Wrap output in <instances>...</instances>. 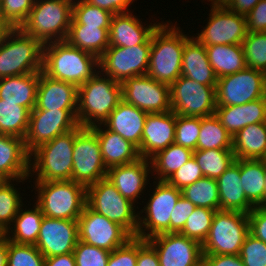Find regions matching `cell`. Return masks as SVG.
Returning <instances> with one entry per match:
<instances>
[{
	"mask_svg": "<svg viewBox=\"0 0 266 266\" xmlns=\"http://www.w3.org/2000/svg\"><path fill=\"white\" fill-rule=\"evenodd\" d=\"M99 68V58L71 46L67 41L44 44L42 72L50 78L77 87L91 79Z\"/></svg>",
	"mask_w": 266,
	"mask_h": 266,
	"instance_id": "obj_1",
	"label": "cell"
},
{
	"mask_svg": "<svg viewBox=\"0 0 266 266\" xmlns=\"http://www.w3.org/2000/svg\"><path fill=\"white\" fill-rule=\"evenodd\" d=\"M99 72L78 86L76 120L83 128L102 125L122 101L121 83Z\"/></svg>",
	"mask_w": 266,
	"mask_h": 266,
	"instance_id": "obj_2",
	"label": "cell"
},
{
	"mask_svg": "<svg viewBox=\"0 0 266 266\" xmlns=\"http://www.w3.org/2000/svg\"><path fill=\"white\" fill-rule=\"evenodd\" d=\"M175 25L160 24L151 36V50L147 75L171 85L181 76L185 42L190 38Z\"/></svg>",
	"mask_w": 266,
	"mask_h": 266,
	"instance_id": "obj_3",
	"label": "cell"
},
{
	"mask_svg": "<svg viewBox=\"0 0 266 266\" xmlns=\"http://www.w3.org/2000/svg\"><path fill=\"white\" fill-rule=\"evenodd\" d=\"M37 204L44 216L77 220L87 204V187L72 180L35 182Z\"/></svg>",
	"mask_w": 266,
	"mask_h": 266,
	"instance_id": "obj_4",
	"label": "cell"
},
{
	"mask_svg": "<svg viewBox=\"0 0 266 266\" xmlns=\"http://www.w3.org/2000/svg\"><path fill=\"white\" fill-rule=\"evenodd\" d=\"M74 0H35L20 29L43 44L66 41L72 19ZM55 39H54V38Z\"/></svg>",
	"mask_w": 266,
	"mask_h": 266,
	"instance_id": "obj_5",
	"label": "cell"
},
{
	"mask_svg": "<svg viewBox=\"0 0 266 266\" xmlns=\"http://www.w3.org/2000/svg\"><path fill=\"white\" fill-rule=\"evenodd\" d=\"M44 44L11 28L0 44V78L41 72Z\"/></svg>",
	"mask_w": 266,
	"mask_h": 266,
	"instance_id": "obj_6",
	"label": "cell"
},
{
	"mask_svg": "<svg viewBox=\"0 0 266 266\" xmlns=\"http://www.w3.org/2000/svg\"><path fill=\"white\" fill-rule=\"evenodd\" d=\"M74 139L75 129L30 152L29 172H36L35 182L72 180Z\"/></svg>",
	"mask_w": 266,
	"mask_h": 266,
	"instance_id": "obj_7",
	"label": "cell"
},
{
	"mask_svg": "<svg viewBox=\"0 0 266 266\" xmlns=\"http://www.w3.org/2000/svg\"><path fill=\"white\" fill-rule=\"evenodd\" d=\"M248 234V214L218 210L214 214L209 234L202 244V254L239 255Z\"/></svg>",
	"mask_w": 266,
	"mask_h": 266,
	"instance_id": "obj_8",
	"label": "cell"
},
{
	"mask_svg": "<svg viewBox=\"0 0 266 266\" xmlns=\"http://www.w3.org/2000/svg\"><path fill=\"white\" fill-rule=\"evenodd\" d=\"M87 205L112 222L122 226L132 237L137 235L138 212L134 203L124 198L106 177L87 186Z\"/></svg>",
	"mask_w": 266,
	"mask_h": 266,
	"instance_id": "obj_9",
	"label": "cell"
},
{
	"mask_svg": "<svg viewBox=\"0 0 266 266\" xmlns=\"http://www.w3.org/2000/svg\"><path fill=\"white\" fill-rule=\"evenodd\" d=\"M216 86L180 76L170 86L171 110L185 117H207L216 110Z\"/></svg>",
	"mask_w": 266,
	"mask_h": 266,
	"instance_id": "obj_10",
	"label": "cell"
},
{
	"mask_svg": "<svg viewBox=\"0 0 266 266\" xmlns=\"http://www.w3.org/2000/svg\"><path fill=\"white\" fill-rule=\"evenodd\" d=\"M97 134L91 128L78 125L73 144L72 181L86 187L107 175Z\"/></svg>",
	"mask_w": 266,
	"mask_h": 266,
	"instance_id": "obj_11",
	"label": "cell"
},
{
	"mask_svg": "<svg viewBox=\"0 0 266 266\" xmlns=\"http://www.w3.org/2000/svg\"><path fill=\"white\" fill-rule=\"evenodd\" d=\"M181 196L180 189L170 185L167 181L158 180L153 195L140 212L146 211V217L142 218L138 213V229L135 237L148 240L159 234L170 233L171 213Z\"/></svg>",
	"mask_w": 266,
	"mask_h": 266,
	"instance_id": "obj_12",
	"label": "cell"
},
{
	"mask_svg": "<svg viewBox=\"0 0 266 266\" xmlns=\"http://www.w3.org/2000/svg\"><path fill=\"white\" fill-rule=\"evenodd\" d=\"M151 37L143 44L130 47L109 46L99 57L101 73L118 82L147 75Z\"/></svg>",
	"mask_w": 266,
	"mask_h": 266,
	"instance_id": "obj_13",
	"label": "cell"
},
{
	"mask_svg": "<svg viewBox=\"0 0 266 266\" xmlns=\"http://www.w3.org/2000/svg\"><path fill=\"white\" fill-rule=\"evenodd\" d=\"M266 96V73L246 67L218 78L216 106L242 105Z\"/></svg>",
	"mask_w": 266,
	"mask_h": 266,
	"instance_id": "obj_14",
	"label": "cell"
},
{
	"mask_svg": "<svg viewBox=\"0 0 266 266\" xmlns=\"http://www.w3.org/2000/svg\"><path fill=\"white\" fill-rule=\"evenodd\" d=\"M207 26L194 37L204 46L242 44L247 36L246 17L226 6H212Z\"/></svg>",
	"mask_w": 266,
	"mask_h": 266,
	"instance_id": "obj_15",
	"label": "cell"
},
{
	"mask_svg": "<svg viewBox=\"0 0 266 266\" xmlns=\"http://www.w3.org/2000/svg\"><path fill=\"white\" fill-rule=\"evenodd\" d=\"M77 110H32L29 126L24 138L26 150L30 153L39 145L56 136L74 130L77 126Z\"/></svg>",
	"mask_w": 266,
	"mask_h": 266,
	"instance_id": "obj_16",
	"label": "cell"
},
{
	"mask_svg": "<svg viewBox=\"0 0 266 266\" xmlns=\"http://www.w3.org/2000/svg\"><path fill=\"white\" fill-rule=\"evenodd\" d=\"M122 100L147 113L171 111L169 85L148 75L126 78L121 82Z\"/></svg>",
	"mask_w": 266,
	"mask_h": 266,
	"instance_id": "obj_17",
	"label": "cell"
},
{
	"mask_svg": "<svg viewBox=\"0 0 266 266\" xmlns=\"http://www.w3.org/2000/svg\"><path fill=\"white\" fill-rule=\"evenodd\" d=\"M77 221L79 240L110 252L132 238L122 226L92 210L87 204Z\"/></svg>",
	"mask_w": 266,
	"mask_h": 266,
	"instance_id": "obj_18",
	"label": "cell"
},
{
	"mask_svg": "<svg viewBox=\"0 0 266 266\" xmlns=\"http://www.w3.org/2000/svg\"><path fill=\"white\" fill-rule=\"evenodd\" d=\"M147 242L156 250L160 266H192L203 256L202 245L180 233H163Z\"/></svg>",
	"mask_w": 266,
	"mask_h": 266,
	"instance_id": "obj_19",
	"label": "cell"
},
{
	"mask_svg": "<svg viewBox=\"0 0 266 266\" xmlns=\"http://www.w3.org/2000/svg\"><path fill=\"white\" fill-rule=\"evenodd\" d=\"M79 241L78 221L44 216L35 246L45 258L72 253Z\"/></svg>",
	"mask_w": 266,
	"mask_h": 266,
	"instance_id": "obj_20",
	"label": "cell"
},
{
	"mask_svg": "<svg viewBox=\"0 0 266 266\" xmlns=\"http://www.w3.org/2000/svg\"><path fill=\"white\" fill-rule=\"evenodd\" d=\"M176 114L171 110L164 113H148L138 148L141 158L150 159L158 151L175 142Z\"/></svg>",
	"mask_w": 266,
	"mask_h": 266,
	"instance_id": "obj_21",
	"label": "cell"
},
{
	"mask_svg": "<svg viewBox=\"0 0 266 266\" xmlns=\"http://www.w3.org/2000/svg\"><path fill=\"white\" fill-rule=\"evenodd\" d=\"M78 87L40 72L36 106L33 110H77Z\"/></svg>",
	"mask_w": 266,
	"mask_h": 266,
	"instance_id": "obj_22",
	"label": "cell"
},
{
	"mask_svg": "<svg viewBox=\"0 0 266 266\" xmlns=\"http://www.w3.org/2000/svg\"><path fill=\"white\" fill-rule=\"evenodd\" d=\"M149 160L139 158L133 163L111 167L107 170L106 178L115 185L124 198L136 203V199L140 197L148 184L147 176L151 169Z\"/></svg>",
	"mask_w": 266,
	"mask_h": 266,
	"instance_id": "obj_23",
	"label": "cell"
},
{
	"mask_svg": "<svg viewBox=\"0 0 266 266\" xmlns=\"http://www.w3.org/2000/svg\"><path fill=\"white\" fill-rule=\"evenodd\" d=\"M140 19L132 13H119L112 16L109 27V46L132 47L145 43L161 23L144 27Z\"/></svg>",
	"mask_w": 266,
	"mask_h": 266,
	"instance_id": "obj_24",
	"label": "cell"
},
{
	"mask_svg": "<svg viewBox=\"0 0 266 266\" xmlns=\"http://www.w3.org/2000/svg\"><path fill=\"white\" fill-rule=\"evenodd\" d=\"M29 162L24 139L0 134V173L12 182L25 181L30 175Z\"/></svg>",
	"mask_w": 266,
	"mask_h": 266,
	"instance_id": "obj_25",
	"label": "cell"
},
{
	"mask_svg": "<svg viewBox=\"0 0 266 266\" xmlns=\"http://www.w3.org/2000/svg\"><path fill=\"white\" fill-rule=\"evenodd\" d=\"M214 114L233 138L247 125L266 122V96L242 105L216 106Z\"/></svg>",
	"mask_w": 266,
	"mask_h": 266,
	"instance_id": "obj_26",
	"label": "cell"
},
{
	"mask_svg": "<svg viewBox=\"0 0 266 266\" xmlns=\"http://www.w3.org/2000/svg\"><path fill=\"white\" fill-rule=\"evenodd\" d=\"M147 114L122 100L103 125L139 148Z\"/></svg>",
	"mask_w": 266,
	"mask_h": 266,
	"instance_id": "obj_27",
	"label": "cell"
},
{
	"mask_svg": "<svg viewBox=\"0 0 266 266\" xmlns=\"http://www.w3.org/2000/svg\"><path fill=\"white\" fill-rule=\"evenodd\" d=\"M97 134L104 165L107 169L133 163L140 157L138 148L118 133L101 129V124L91 127Z\"/></svg>",
	"mask_w": 266,
	"mask_h": 266,
	"instance_id": "obj_28",
	"label": "cell"
},
{
	"mask_svg": "<svg viewBox=\"0 0 266 266\" xmlns=\"http://www.w3.org/2000/svg\"><path fill=\"white\" fill-rule=\"evenodd\" d=\"M220 210L240 211L246 214L254 209V205L246 198L240 179V159L217 179Z\"/></svg>",
	"mask_w": 266,
	"mask_h": 266,
	"instance_id": "obj_29",
	"label": "cell"
},
{
	"mask_svg": "<svg viewBox=\"0 0 266 266\" xmlns=\"http://www.w3.org/2000/svg\"><path fill=\"white\" fill-rule=\"evenodd\" d=\"M181 75L203 85H217V76L210 65L206 48L194 36L184 44Z\"/></svg>",
	"mask_w": 266,
	"mask_h": 266,
	"instance_id": "obj_30",
	"label": "cell"
},
{
	"mask_svg": "<svg viewBox=\"0 0 266 266\" xmlns=\"http://www.w3.org/2000/svg\"><path fill=\"white\" fill-rule=\"evenodd\" d=\"M40 72L0 78V99L32 111L36 106Z\"/></svg>",
	"mask_w": 266,
	"mask_h": 266,
	"instance_id": "obj_31",
	"label": "cell"
},
{
	"mask_svg": "<svg viewBox=\"0 0 266 266\" xmlns=\"http://www.w3.org/2000/svg\"><path fill=\"white\" fill-rule=\"evenodd\" d=\"M235 159H266V122L242 128L232 139Z\"/></svg>",
	"mask_w": 266,
	"mask_h": 266,
	"instance_id": "obj_32",
	"label": "cell"
},
{
	"mask_svg": "<svg viewBox=\"0 0 266 266\" xmlns=\"http://www.w3.org/2000/svg\"><path fill=\"white\" fill-rule=\"evenodd\" d=\"M208 60L217 78L234 74L246 68L242 44L205 46Z\"/></svg>",
	"mask_w": 266,
	"mask_h": 266,
	"instance_id": "obj_33",
	"label": "cell"
},
{
	"mask_svg": "<svg viewBox=\"0 0 266 266\" xmlns=\"http://www.w3.org/2000/svg\"><path fill=\"white\" fill-rule=\"evenodd\" d=\"M66 41L73 47L100 57L109 47V28L70 24Z\"/></svg>",
	"mask_w": 266,
	"mask_h": 266,
	"instance_id": "obj_34",
	"label": "cell"
},
{
	"mask_svg": "<svg viewBox=\"0 0 266 266\" xmlns=\"http://www.w3.org/2000/svg\"><path fill=\"white\" fill-rule=\"evenodd\" d=\"M22 209L23 208H20L18 214L13 220V224H11L14 225V229L13 227L7 229L4 235L7 240L17 244L35 245L44 215L41 211V208L37 204L34 205L33 209L31 210L25 209L23 211ZM9 233H13L12 238Z\"/></svg>",
	"mask_w": 266,
	"mask_h": 266,
	"instance_id": "obj_35",
	"label": "cell"
},
{
	"mask_svg": "<svg viewBox=\"0 0 266 266\" xmlns=\"http://www.w3.org/2000/svg\"><path fill=\"white\" fill-rule=\"evenodd\" d=\"M266 161L240 159V179L246 198L254 205L264 202Z\"/></svg>",
	"mask_w": 266,
	"mask_h": 266,
	"instance_id": "obj_36",
	"label": "cell"
},
{
	"mask_svg": "<svg viewBox=\"0 0 266 266\" xmlns=\"http://www.w3.org/2000/svg\"><path fill=\"white\" fill-rule=\"evenodd\" d=\"M192 157V150L173 143L150 158L151 170L159 175V181H166Z\"/></svg>",
	"mask_w": 266,
	"mask_h": 266,
	"instance_id": "obj_37",
	"label": "cell"
},
{
	"mask_svg": "<svg viewBox=\"0 0 266 266\" xmlns=\"http://www.w3.org/2000/svg\"><path fill=\"white\" fill-rule=\"evenodd\" d=\"M232 139L215 114L202 117L196 150H232Z\"/></svg>",
	"mask_w": 266,
	"mask_h": 266,
	"instance_id": "obj_38",
	"label": "cell"
},
{
	"mask_svg": "<svg viewBox=\"0 0 266 266\" xmlns=\"http://www.w3.org/2000/svg\"><path fill=\"white\" fill-rule=\"evenodd\" d=\"M30 111L16 103L0 99V134L24 139L29 126Z\"/></svg>",
	"mask_w": 266,
	"mask_h": 266,
	"instance_id": "obj_39",
	"label": "cell"
},
{
	"mask_svg": "<svg viewBox=\"0 0 266 266\" xmlns=\"http://www.w3.org/2000/svg\"><path fill=\"white\" fill-rule=\"evenodd\" d=\"M193 157L204 177L218 179L235 161L233 150L207 149L193 151Z\"/></svg>",
	"mask_w": 266,
	"mask_h": 266,
	"instance_id": "obj_40",
	"label": "cell"
},
{
	"mask_svg": "<svg viewBox=\"0 0 266 266\" xmlns=\"http://www.w3.org/2000/svg\"><path fill=\"white\" fill-rule=\"evenodd\" d=\"M181 195L196 207L220 210L218 184L216 179L203 177L184 187Z\"/></svg>",
	"mask_w": 266,
	"mask_h": 266,
	"instance_id": "obj_41",
	"label": "cell"
},
{
	"mask_svg": "<svg viewBox=\"0 0 266 266\" xmlns=\"http://www.w3.org/2000/svg\"><path fill=\"white\" fill-rule=\"evenodd\" d=\"M72 5V19L70 24H82L84 26H98L109 28L113 14L99 7L77 0Z\"/></svg>",
	"mask_w": 266,
	"mask_h": 266,
	"instance_id": "obj_42",
	"label": "cell"
},
{
	"mask_svg": "<svg viewBox=\"0 0 266 266\" xmlns=\"http://www.w3.org/2000/svg\"><path fill=\"white\" fill-rule=\"evenodd\" d=\"M216 210L205 207H196L188 217L180 234L196 240L201 245L206 240Z\"/></svg>",
	"mask_w": 266,
	"mask_h": 266,
	"instance_id": "obj_43",
	"label": "cell"
},
{
	"mask_svg": "<svg viewBox=\"0 0 266 266\" xmlns=\"http://www.w3.org/2000/svg\"><path fill=\"white\" fill-rule=\"evenodd\" d=\"M242 47L246 67L266 73V32H248Z\"/></svg>",
	"mask_w": 266,
	"mask_h": 266,
	"instance_id": "obj_44",
	"label": "cell"
},
{
	"mask_svg": "<svg viewBox=\"0 0 266 266\" xmlns=\"http://www.w3.org/2000/svg\"><path fill=\"white\" fill-rule=\"evenodd\" d=\"M11 180L0 188V231L5 233L24 205Z\"/></svg>",
	"mask_w": 266,
	"mask_h": 266,
	"instance_id": "obj_45",
	"label": "cell"
},
{
	"mask_svg": "<svg viewBox=\"0 0 266 266\" xmlns=\"http://www.w3.org/2000/svg\"><path fill=\"white\" fill-rule=\"evenodd\" d=\"M45 257L33 244L7 240V266H44Z\"/></svg>",
	"mask_w": 266,
	"mask_h": 266,
	"instance_id": "obj_46",
	"label": "cell"
},
{
	"mask_svg": "<svg viewBox=\"0 0 266 266\" xmlns=\"http://www.w3.org/2000/svg\"><path fill=\"white\" fill-rule=\"evenodd\" d=\"M34 4L35 0H0V17L10 28H20Z\"/></svg>",
	"mask_w": 266,
	"mask_h": 266,
	"instance_id": "obj_47",
	"label": "cell"
},
{
	"mask_svg": "<svg viewBox=\"0 0 266 266\" xmlns=\"http://www.w3.org/2000/svg\"><path fill=\"white\" fill-rule=\"evenodd\" d=\"M201 128L200 117H185L176 114L175 144L196 150Z\"/></svg>",
	"mask_w": 266,
	"mask_h": 266,
	"instance_id": "obj_48",
	"label": "cell"
},
{
	"mask_svg": "<svg viewBox=\"0 0 266 266\" xmlns=\"http://www.w3.org/2000/svg\"><path fill=\"white\" fill-rule=\"evenodd\" d=\"M76 266H107L110 251L92 246L81 240L73 250Z\"/></svg>",
	"mask_w": 266,
	"mask_h": 266,
	"instance_id": "obj_49",
	"label": "cell"
},
{
	"mask_svg": "<svg viewBox=\"0 0 266 266\" xmlns=\"http://www.w3.org/2000/svg\"><path fill=\"white\" fill-rule=\"evenodd\" d=\"M239 256L244 266H266V243L249 233L241 246Z\"/></svg>",
	"mask_w": 266,
	"mask_h": 266,
	"instance_id": "obj_50",
	"label": "cell"
},
{
	"mask_svg": "<svg viewBox=\"0 0 266 266\" xmlns=\"http://www.w3.org/2000/svg\"><path fill=\"white\" fill-rule=\"evenodd\" d=\"M204 175L200 166L192 157L187 163L179 168L172 176L166 181L175 186L177 189L182 190L184 187L196 182L198 179L203 178Z\"/></svg>",
	"mask_w": 266,
	"mask_h": 266,
	"instance_id": "obj_51",
	"label": "cell"
},
{
	"mask_svg": "<svg viewBox=\"0 0 266 266\" xmlns=\"http://www.w3.org/2000/svg\"><path fill=\"white\" fill-rule=\"evenodd\" d=\"M137 237L130 238L124 245L110 252L107 266H136Z\"/></svg>",
	"mask_w": 266,
	"mask_h": 266,
	"instance_id": "obj_52",
	"label": "cell"
},
{
	"mask_svg": "<svg viewBox=\"0 0 266 266\" xmlns=\"http://www.w3.org/2000/svg\"><path fill=\"white\" fill-rule=\"evenodd\" d=\"M196 206L181 196L171 213L170 233H180Z\"/></svg>",
	"mask_w": 266,
	"mask_h": 266,
	"instance_id": "obj_53",
	"label": "cell"
},
{
	"mask_svg": "<svg viewBox=\"0 0 266 266\" xmlns=\"http://www.w3.org/2000/svg\"><path fill=\"white\" fill-rule=\"evenodd\" d=\"M248 219L249 233L266 243V209L262 206H255L248 213Z\"/></svg>",
	"mask_w": 266,
	"mask_h": 266,
	"instance_id": "obj_54",
	"label": "cell"
},
{
	"mask_svg": "<svg viewBox=\"0 0 266 266\" xmlns=\"http://www.w3.org/2000/svg\"><path fill=\"white\" fill-rule=\"evenodd\" d=\"M245 17L248 32H266V0H260Z\"/></svg>",
	"mask_w": 266,
	"mask_h": 266,
	"instance_id": "obj_55",
	"label": "cell"
},
{
	"mask_svg": "<svg viewBox=\"0 0 266 266\" xmlns=\"http://www.w3.org/2000/svg\"><path fill=\"white\" fill-rule=\"evenodd\" d=\"M136 266H160L156 250L147 242V240L138 237Z\"/></svg>",
	"mask_w": 266,
	"mask_h": 266,
	"instance_id": "obj_56",
	"label": "cell"
},
{
	"mask_svg": "<svg viewBox=\"0 0 266 266\" xmlns=\"http://www.w3.org/2000/svg\"><path fill=\"white\" fill-rule=\"evenodd\" d=\"M86 3L106 10L113 15L129 12L128 7L134 0H84Z\"/></svg>",
	"mask_w": 266,
	"mask_h": 266,
	"instance_id": "obj_57",
	"label": "cell"
},
{
	"mask_svg": "<svg viewBox=\"0 0 266 266\" xmlns=\"http://www.w3.org/2000/svg\"><path fill=\"white\" fill-rule=\"evenodd\" d=\"M207 266H244L239 255L203 254Z\"/></svg>",
	"mask_w": 266,
	"mask_h": 266,
	"instance_id": "obj_58",
	"label": "cell"
},
{
	"mask_svg": "<svg viewBox=\"0 0 266 266\" xmlns=\"http://www.w3.org/2000/svg\"><path fill=\"white\" fill-rule=\"evenodd\" d=\"M260 0H230L226 7L234 13L246 16Z\"/></svg>",
	"mask_w": 266,
	"mask_h": 266,
	"instance_id": "obj_59",
	"label": "cell"
},
{
	"mask_svg": "<svg viewBox=\"0 0 266 266\" xmlns=\"http://www.w3.org/2000/svg\"><path fill=\"white\" fill-rule=\"evenodd\" d=\"M44 266H76L74 253L72 252L45 258Z\"/></svg>",
	"mask_w": 266,
	"mask_h": 266,
	"instance_id": "obj_60",
	"label": "cell"
},
{
	"mask_svg": "<svg viewBox=\"0 0 266 266\" xmlns=\"http://www.w3.org/2000/svg\"><path fill=\"white\" fill-rule=\"evenodd\" d=\"M0 266H7V239L4 233L0 236Z\"/></svg>",
	"mask_w": 266,
	"mask_h": 266,
	"instance_id": "obj_61",
	"label": "cell"
},
{
	"mask_svg": "<svg viewBox=\"0 0 266 266\" xmlns=\"http://www.w3.org/2000/svg\"><path fill=\"white\" fill-rule=\"evenodd\" d=\"M11 28L1 19L0 17V44L6 35V33L10 30Z\"/></svg>",
	"mask_w": 266,
	"mask_h": 266,
	"instance_id": "obj_62",
	"label": "cell"
},
{
	"mask_svg": "<svg viewBox=\"0 0 266 266\" xmlns=\"http://www.w3.org/2000/svg\"><path fill=\"white\" fill-rule=\"evenodd\" d=\"M209 1H212L211 6H226L230 0H209Z\"/></svg>",
	"mask_w": 266,
	"mask_h": 266,
	"instance_id": "obj_63",
	"label": "cell"
},
{
	"mask_svg": "<svg viewBox=\"0 0 266 266\" xmlns=\"http://www.w3.org/2000/svg\"><path fill=\"white\" fill-rule=\"evenodd\" d=\"M9 181V179L4 176L2 173H0V188L5 185L7 182Z\"/></svg>",
	"mask_w": 266,
	"mask_h": 266,
	"instance_id": "obj_64",
	"label": "cell"
},
{
	"mask_svg": "<svg viewBox=\"0 0 266 266\" xmlns=\"http://www.w3.org/2000/svg\"><path fill=\"white\" fill-rule=\"evenodd\" d=\"M192 266H207L204 258L202 257L197 263Z\"/></svg>",
	"mask_w": 266,
	"mask_h": 266,
	"instance_id": "obj_65",
	"label": "cell"
},
{
	"mask_svg": "<svg viewBox=\"0 0 266 266\" xmlns=\"http://www.w3.org/2000/svg\"><path fill=\"white\" fill-rule=\"evenodd\" d=\"M261 206L266 209V176H265V185H264V202Z\"/></svg>",
	"mask_w": 266,
	"mask_h": 266,
	"instance_id": "obj_66",
	"label": "cell"
}]
</instances>
